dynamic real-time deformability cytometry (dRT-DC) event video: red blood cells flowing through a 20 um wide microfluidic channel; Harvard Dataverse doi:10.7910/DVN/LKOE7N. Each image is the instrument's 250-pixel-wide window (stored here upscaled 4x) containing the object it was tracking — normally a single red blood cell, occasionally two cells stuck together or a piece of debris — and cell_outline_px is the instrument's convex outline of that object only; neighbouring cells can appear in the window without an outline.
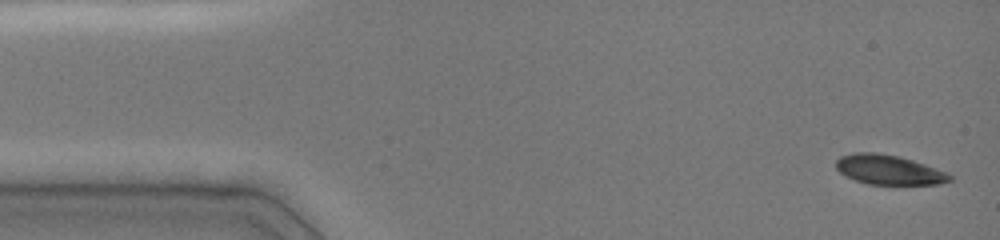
{"species": "common noctule bat (a hibernating species)", "species_latin": "Nyctalus noctula", "temperature_condition": "cold", "stored_images_in_passage": 29, "camera_frame_rate_fps": 3000, "um_per_image_px": 0.085, "animal": {"sex": "female", "body_mass_g": 19.0, "forearm_length_mm": 51.5}, "frame": {"image": 1, "passage_image": 1, "time_ms": 0.0, "image_size_px": [1000, 240], "cell_outline_px": [[952, 180], [940, 184], [868, 184], [856, 180], [840, 172], [836, 168], [836, 160], [840, 156], [852, 152], [876, 152], [900, 156], [948, 172], [952, 176]], "centroid_in_image_um": [75.56, 14.42], "position_along_channel_um": 9.4, "area_um2": 19.65}}
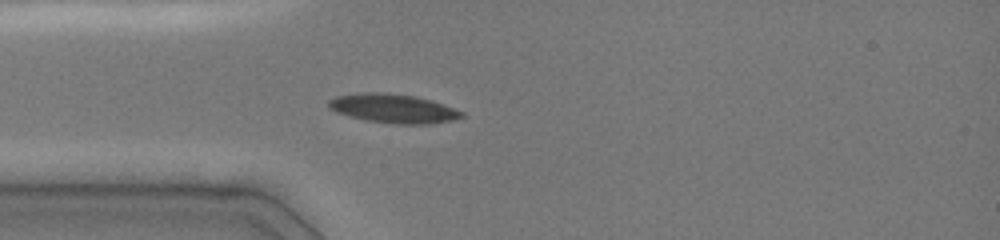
{"frame": {"image": 2, "passage_image": 12, "time_ms": 3.667, "image_size_px": [1000, 240], "cell_outline_px": [[464, 116], [452, 120], [428, 124], [396, 124], [368, 120], [348, 116], [336, 112], [328, 108], [328, 100], [336, 96], [360, 92], [388, 92], [416, 96], [432, 100], [444, 104], [464, 112]], "centroid_in_image_um": [33.41, 9.2], "position_along_channel_um": 51.6, "area_um2": 22.66}}